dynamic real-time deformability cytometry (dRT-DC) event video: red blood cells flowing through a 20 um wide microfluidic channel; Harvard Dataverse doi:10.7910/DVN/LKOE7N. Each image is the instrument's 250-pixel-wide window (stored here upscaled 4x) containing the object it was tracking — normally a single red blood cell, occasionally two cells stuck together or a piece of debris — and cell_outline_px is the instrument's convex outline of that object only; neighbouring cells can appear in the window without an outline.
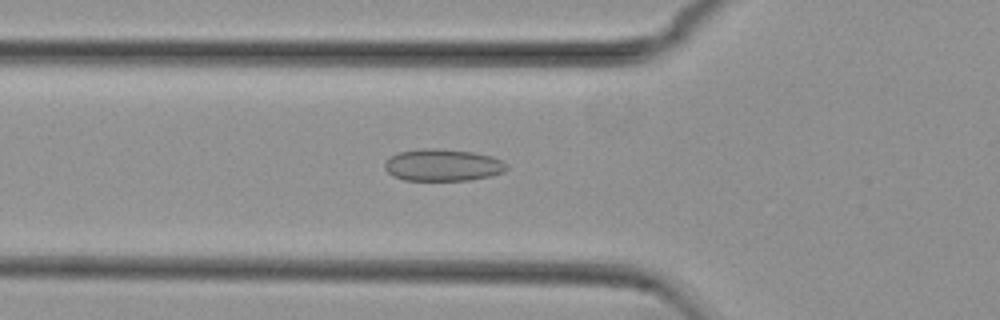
{"species": "common noctule bat (a hibernating species)", "species_latin": "Nyctalus noctula", "temperature_condition": "cold", "stored_images_in_passage": 50, "camera_frame_rate_fps": 3000, "um_per_image_px": 0.085, "animal": {"sex": "female", "body_mass_g": 29.2, "forearm_length_mm": 56.3}, "frame": {"image": 1, "passage_image": 15, "time_ms": 4.667, "image_size_px": [1000, 320], "cell_outline_px": [[508, 168], [504, 172], [492, 176], [468, 180], [404, 180], [392, 176], [384, 168], [384, 164], [388, 156], [400, 152], [420, 148], [436, 148], [472, 152], [492, 156], [508, 164]], "centroid_in_image_um": [37.62, 14.03], "position_along_channel_um": 88.2, "area_um2": 22.95}}
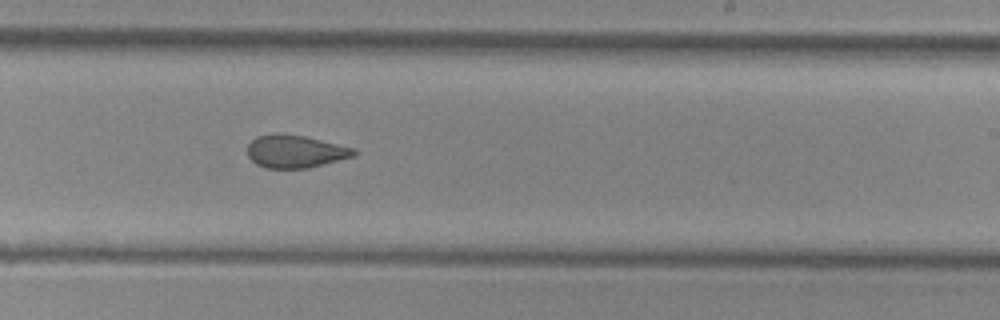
{"frame": {"image": 2, "passage_image": 29, "time_ms": 9.333, "image_size_px": [1000, 320], "cell_outline_px": [[356, 156], [308, 168], [264, 168], [256, 164], [248, 156], [248, 144], [256, 136], [276, 132], [304, 136], [356, 148]], "centroid_in_image_um": [25.1, 12.86], "position_along_channel_um": 263.9, "area_um2": 20.52}}
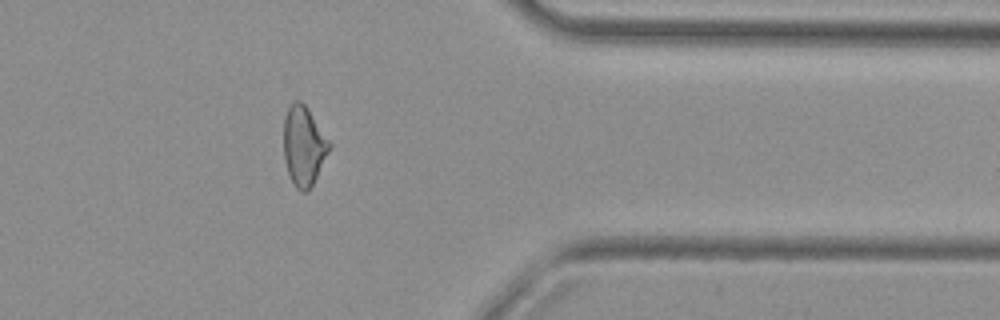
{"frame": {"image": 3, "passage_image": 40, "time_ms": 13.0, "image_size_px": [1000, 320], "cell_outline_px": [[332, 148], [308, 192], [300, 192], [296, 188], [288, 172], [284, 160], [284, 116], [288, 108], [296, 100], [300, 100], [308, 108], [332, 144]], "centroid_in_image_um": [25.84, 12.41], "position_along_channel_um": 385.6, "area_um2": 21.27}, "authors_computed_cell_mechanics": {"area_um2": 21.6461, "velocity_mm_per_s": 3.7564, "shape_relaxation_time_tau1_ms": null, "shape_relaxation_time_tau2_ms": 1.7272, "deformation_change_tau1": null, "deformation_change_tau2": 0.082}}